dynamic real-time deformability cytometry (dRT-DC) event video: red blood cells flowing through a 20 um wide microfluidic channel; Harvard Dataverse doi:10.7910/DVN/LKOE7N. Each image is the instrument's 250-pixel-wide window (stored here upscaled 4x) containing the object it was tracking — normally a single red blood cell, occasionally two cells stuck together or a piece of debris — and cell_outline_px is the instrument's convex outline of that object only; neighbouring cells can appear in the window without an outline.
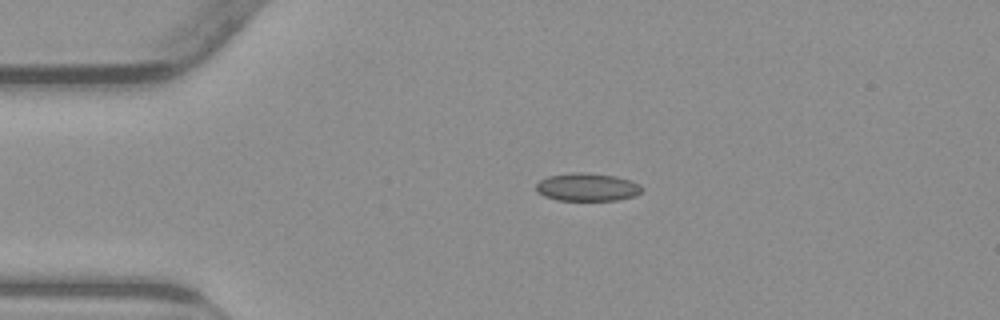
{"species": "common noctule bat (a hibernating species)", "species_latin": "Nyctalus noctula", "temperature_condition": "warm", "stored_images_in_passage": 43, "camera_frame_rate_fps": 3000, "um_per_image_px": 0.085, "animal": {"sex": "male", "body_mass_g": 23.1, "forearm_length_mm": 52.7}, "frame": {"image": 1, "passage_image": 1, "time_ms": 0.0, "image_size_px": [1000, 320], "cell_outline_px": [[644, 188], [636, 196], [616, 200], [556, 200], [544, 196], [536, 192], [536, 184], [540, 180], [548, 176], [572, 172], [584, 172], [616, 176], [632, 180], [640, 184]], "centroid_in_image_um": [49.93, 15.9], "position_along_channel_um": 35.1, "area_um2": 17.46}}
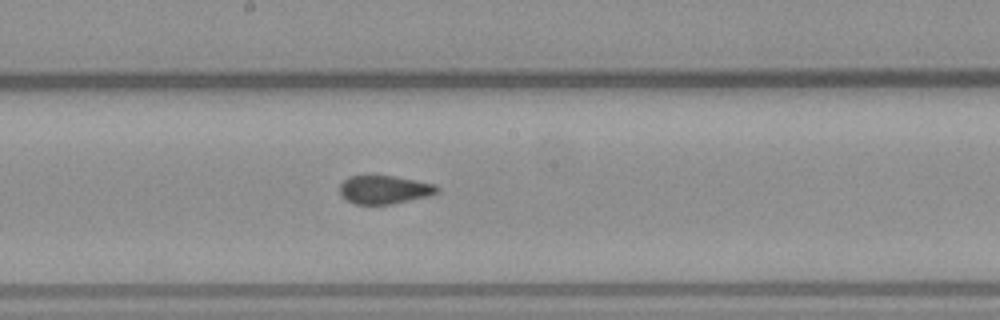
{"frame": {"image": 2, "passage_image": 18, "time_ms": 5.667, "image_size_px": [1000, 320], "cell_outline_px": [[440, 192], [428, 196], [392, 204], [356, 204], [340, 196], [340, 184], [348, 176], [392, 176], [436, 184], [440, 188]], "centroid_in_image_um": [32.69, 16.12], "position_along_channel_um": 215.5, "area_um2": 16.07}}
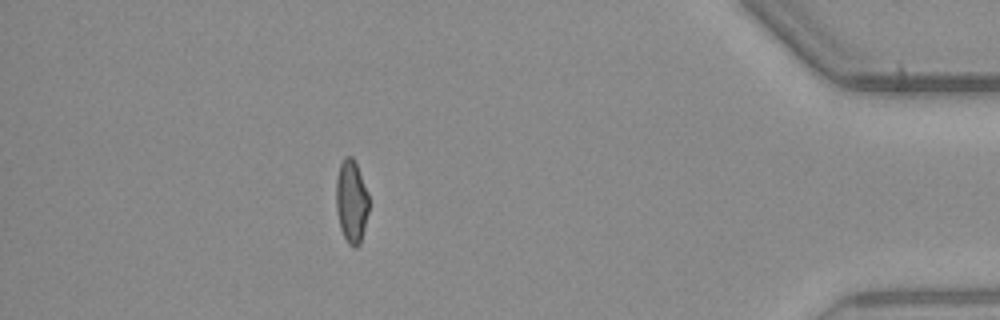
{"frame": {"image": 3, "passage_image": 37, "time_ms": 12.0, "image_size_px": [1000, 320], "cell_outline_px": [[368, 212], [360, 244], [356, 248], [352, 248], [348, 244], [340, 228], [336, 208], [336, 180], [340, 164], [344, 156], [352, 156], [356, 164], [368, 192]], "centroid_in_image_um": [29.86, 17.13], "position_along_channel_um": 405.3, "area_um2": 15.84}, "authors_computed_cell_mechanics": {"area_um2": 16.5886, "velocity_mm_per_s": 3.8317, "shape_relaxation_time_tau1_ms": null, "shape_relaxation_time_tau2_ms": 1.5208, "deformation_change_tau1": null, "deformation_change_tau2": 0.0745}}